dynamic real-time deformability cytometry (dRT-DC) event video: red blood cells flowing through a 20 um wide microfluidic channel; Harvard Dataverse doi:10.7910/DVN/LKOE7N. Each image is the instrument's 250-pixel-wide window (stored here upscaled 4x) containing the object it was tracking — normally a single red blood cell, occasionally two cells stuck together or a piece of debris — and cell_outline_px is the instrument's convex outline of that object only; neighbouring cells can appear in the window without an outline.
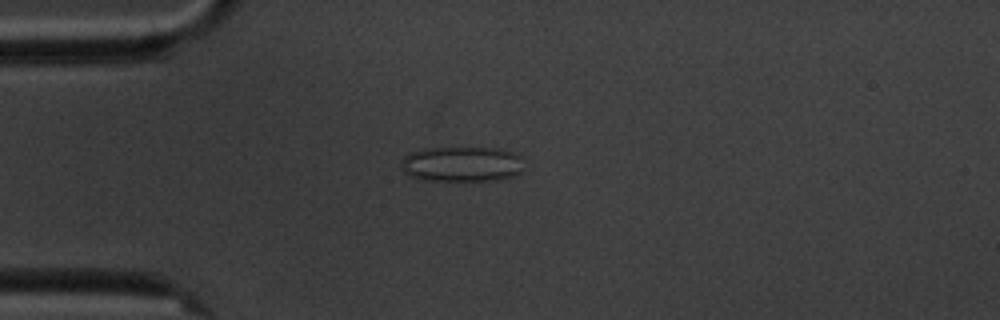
{"species": "common noctule bat (a hibernating species)", "species_latin": "Nyctalus noctula", "temperature_condition": "cold", "stored_images_in_passage": 5, "camera_frame_rate_fps": 3000, "um_per_image_px": 0.085, "animal": {"sex": "male", "body_mass_g": 20.1, "forearm_length_mm": 53.5}, "frame": {"image": 1, "passage_image": 5, "time_ms": 4.667, "image_size_px": [1000, 320], "cell_outline_px": [[524, 156], [520, 172], [512, 176], [496, 180], [416, 180], [404, 172], [400, 168], [400, 160], [404, 156], [412, 152], [424, 148], [496, 148], [512, 152]], "centroid_in_image_um": [39.21, 13.94], "position_along_channel_um": 45.8, "area_um2": 25.43}}